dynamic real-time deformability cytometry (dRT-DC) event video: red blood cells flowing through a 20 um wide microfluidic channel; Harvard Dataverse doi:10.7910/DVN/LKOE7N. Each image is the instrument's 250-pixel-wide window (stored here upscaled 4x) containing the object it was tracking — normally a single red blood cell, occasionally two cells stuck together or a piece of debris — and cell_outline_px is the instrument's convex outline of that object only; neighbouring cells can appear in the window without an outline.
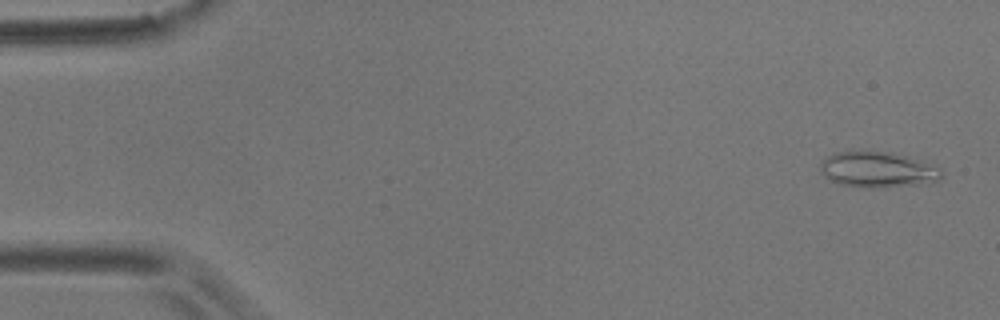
{"species": "common noctule bat (a hibernating species)", "species_latin": "Nyctalus noctula", "temperature_condition": "room temperature", "stored_images_in_passage": 10, "camera_frame_rate_fps": 3000, "um_per_image_px": 0.085, "animal": {"sex": "male", "body_mass_g": 17.9}, "frame": {"image": 1, "passage_image": 1, "time_ms": 0.0, "image_size_px": [1000, 320], "cell_outline_px": [[944, 176], [940, 180], [912, 184], [876, 188], [860, 188], [840, 184], [824, 176], [820, 172], [820, 164], [828, 156], [836, 152], [860, 148], [888, 152], [904, 156], [940, 168]], "centroid_in_image_um": [74.52, 14.39], "position_along_channel_um": 10.5, "area_um2": 25.37}}
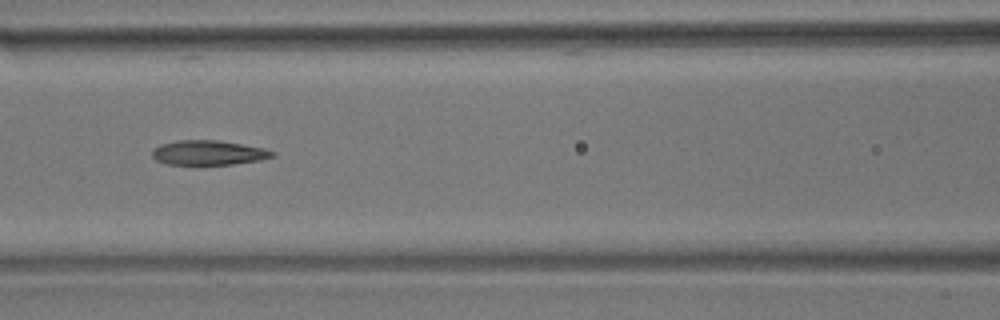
{"frame": {"image": 2, "passage_image": 6, "time_ms": 1.667, "image_size_px": [1000, 320], "cell_outline_px": [[276, 156], [260, 160], [232, 164], [168, 164], [156, 160], [152, 156], [152, 152], [160, 144], [176, 140], [220, 140], [264, 148], [276, 152]], "centroid_in_image_um": [17.75, 12.97], "position_along_channel_um": 148.8, "area_um2": 17.22}}
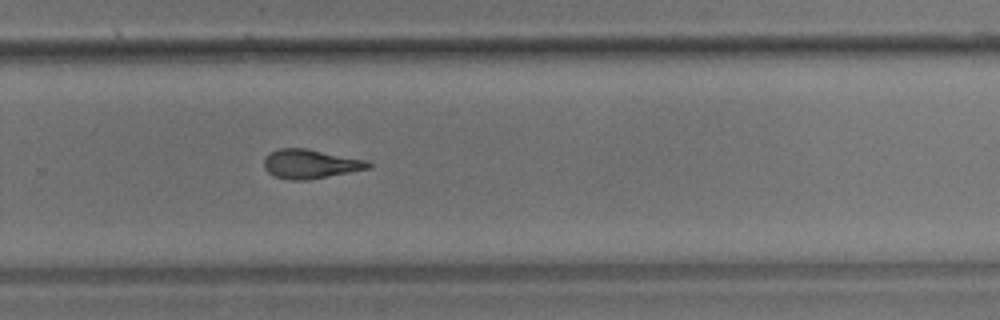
{"frame": {"image": 3, "passage_image": 10, "time_ms": 3.0, "image_size_px": [1000, 320], "cell_outline_px": [[372, 168], [308, 180], [288, 180], [276, 176], [268, 172], [264, 168], [264, 156], [268, 152], [280, 148], [304, 148], [368, 160], [372, 164]], "centroid_in_image_um": [26.38, 13.93], "position_along_channel_um": 303.4, "area_um2": 17.86}}